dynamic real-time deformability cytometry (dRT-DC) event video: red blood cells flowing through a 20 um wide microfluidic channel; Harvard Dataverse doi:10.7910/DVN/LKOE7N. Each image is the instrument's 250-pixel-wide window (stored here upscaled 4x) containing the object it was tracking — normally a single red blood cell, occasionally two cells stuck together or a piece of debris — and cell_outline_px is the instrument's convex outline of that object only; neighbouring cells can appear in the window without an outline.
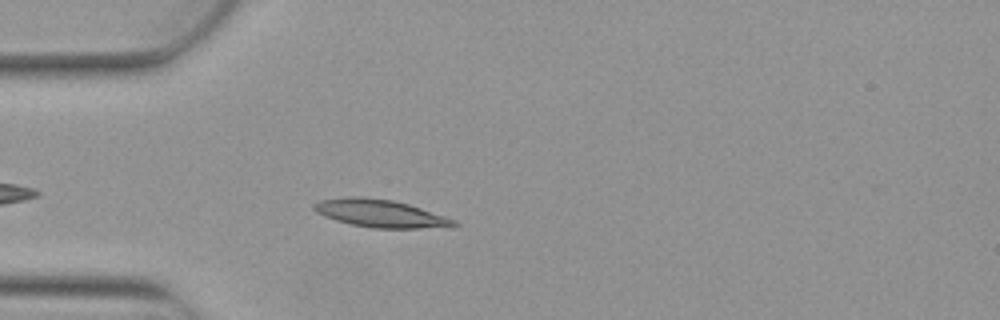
{"species": "Egyptian fruit bat (a non-hibernating species)", "species_latin": "Rousettus aegyptiacus", "temperature_condition": "warm", "stored_images_in_passage": 3, "camera_frame_rate_fps": 3000, "um_per_image_px": 0.085, "animal": {"sex": "female"}, "frame": {"image": 1, "passage_image": 3, "time_ms": 0.667, "image_size_px": [1000, 320], "cell_outline_px": [[460, 224], [452, 228], [372, 228], [352, 224], [336, 220], [324, 216], [316, 212], [312, 208], [312, 204], [320, 200], [352, 196], [360, 196], [392, 200], [408, 204], [456, 220]], "centroid_in_image_um": [32.36, 18.15], "position_along_channel_um": 52.6, "area_um2": 22.66}}